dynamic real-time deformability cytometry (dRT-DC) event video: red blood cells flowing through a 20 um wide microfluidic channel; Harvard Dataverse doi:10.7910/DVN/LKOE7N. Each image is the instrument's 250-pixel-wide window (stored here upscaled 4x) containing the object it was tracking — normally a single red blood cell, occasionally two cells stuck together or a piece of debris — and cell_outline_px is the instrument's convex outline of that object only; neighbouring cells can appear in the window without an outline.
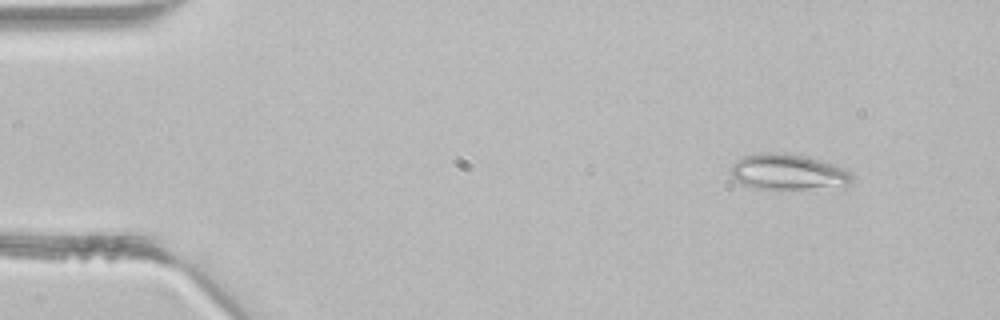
{"species": "common noctule bat (a hibernating species)", "species_latin": "Nyctalus noctula", "temperature_condition": "room temperature", "stored_images_in_passage": 3, "camera_frame_rate_fps": 3000, "um_per_image_px": 0.085, "animal": {"sex": "male", "body_mass_g": 21.5, "forearm_length_mm": 52.0}, "frame": {"image": 1, "passage_image": 1, "time_ms": 0.0, "image_size_px": [1000, 320], "cell_outline_px": [[852, 180], [844, 188], [780, 192], [756, 188], [744, 184], [736, 180], [732, 176], [732, 164], [736, 160], [744, 156], [772, 152], [784, 152], [804, 156], [836, 164], [852, 172]], "centroid_in_image_um": [67.08, 14.69], "position_along_channel_um": 17.9, "area_um2": 26.41}}